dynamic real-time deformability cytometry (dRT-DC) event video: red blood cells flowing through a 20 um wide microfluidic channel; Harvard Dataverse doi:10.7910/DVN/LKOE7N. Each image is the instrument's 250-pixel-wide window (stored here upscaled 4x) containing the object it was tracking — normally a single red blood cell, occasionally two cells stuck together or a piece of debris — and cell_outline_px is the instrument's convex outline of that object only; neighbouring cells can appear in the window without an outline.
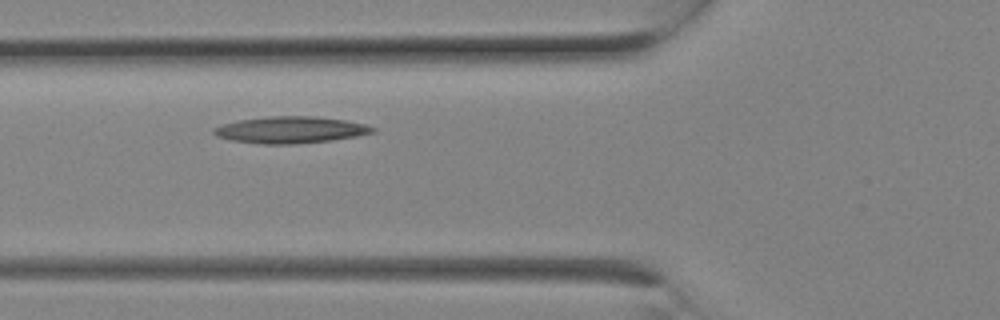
{"species": "Egyptian fruit bat (a non-hibernating species)", "species_latin": "Rousettus aegyptiacus", "temperature_condition": "room temperature", "stored_images_in_passage": 3, "camera_frame_rate_fps": 3000, "um_per_image_px": 0.085, "animal": {"sex": "female"}, "frame": {"image": 1, "passage_image": 3, "time_ms": 0.667, "image_size_px": [1000, 320], "cell_outline_px": [[376, 132], [356, 136], [332, 140], [292, 144], [260, 144], [232, 140], [216, 136], [212, 132], [212, 128], [224, 124], [240, 120], [268, 116], [316, 116], [344, 120], [364, 124], [376, 128]], "centroid_in_image_um": [24.69, 11.04], "position_along_channel_um": 101.1, "area_um2": 24.62}}